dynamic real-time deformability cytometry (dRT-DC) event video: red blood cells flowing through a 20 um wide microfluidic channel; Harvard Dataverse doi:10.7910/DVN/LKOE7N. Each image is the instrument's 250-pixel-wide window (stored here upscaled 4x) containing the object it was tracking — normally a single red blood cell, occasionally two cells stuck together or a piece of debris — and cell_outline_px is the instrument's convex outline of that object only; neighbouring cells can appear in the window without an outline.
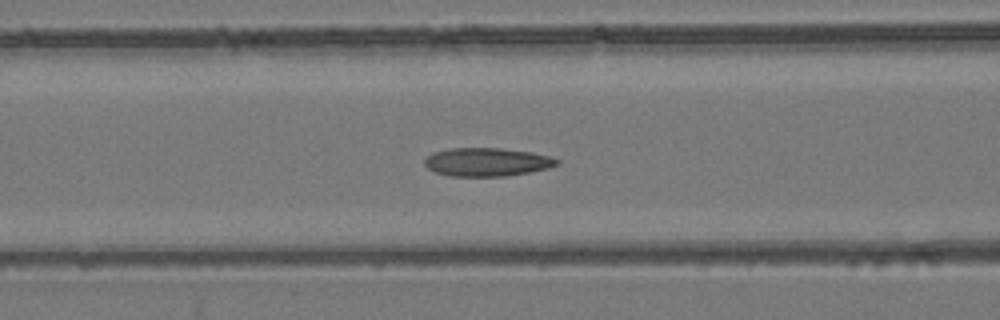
{"species": "common noctule bat (a hibernating species)", "species_latin": "Nyctalus noctula", "temperature_condition": "room temperature", "stored_images_in_passage": 27, "camera_frame_rate_fps": 3000, "um_per_image_px": 0.085, "animal": {"sex": "female", "body_mass_g": 24.6, "forearm_length_mm": 56.2}, "frame": {"image": 1, "passage_image": 22, "time_ms": 7.0, "image_size_px": [1000, 320], "cell_outline_px": [[560, 164], [548, 168], [528, 172], [504, 176], [448, 176], [436, 172], [428, 168], [424, 164], [424, 160], [432, 152], [448, 148], [500, 148], [532, 152], [548, 156], [560, 160]], "centroid_in_image_um": [41.38, 13.76], "position_along_channel_um": 125.2, "area_um2": 21.91}}
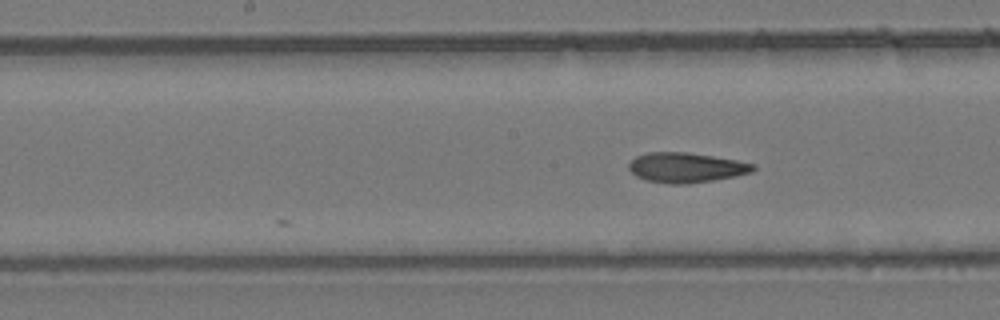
{"frame": {"image": 2, "passage_image": 27, "time_ms": 8.667, "image_size_px": [1000, 320], "cell_outline_px": [[756, 168], [752, 172], [736, 176], [688, 184], [668, 184], [644, 180], [636, 176], [628, 168], [628, 164], [636, 156], [648, 152], [688, 152], [736, 160], [756, 164]], "centroid_in_image_um": [58.31, 14.25], "position_along_channel_um": 189.9, "area_um2": 21.79}}